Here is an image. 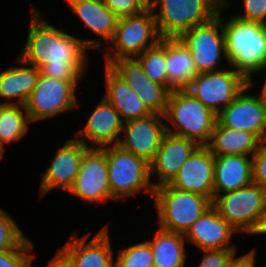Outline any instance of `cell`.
<instances>
[{
  "mask_svg": "<svg viewBox=\"0 0 266 267\" xmlns=\"http://www.w3.org/2000/svg\"><path fill=\"white\" fill-rule=\"evenodd\" d=\"M88 148L75 137L66 140L63 146L58 148L52 163L43 173L39 191L41 197L56 187L69 191L79 173L84 152Z\"/></svg>",
  "mask_w": 266,
  "mask_h": 267,
  "instance_id": "cell-15",
  "label": "cell"
},
{
  "mask_svg": "<svg viewBox=\"0 0 266 267\" xmlns=\"http://www.w3.org/2000/svg\"><path fill=\"white\" fill-rule=\"evenodd\" d=\"M30 123L25 105L0 104V147L5 150L4 145L18 142L28 133Z\"/></svg>",
  "mask_w": 266,
  "mask_h": 267,
  "instance_id": "cell-29",
  "label": "cell"
},
{
  "mask_svg": "<svg viewBox=\"0 0 266 267\" xmlns=\"http://www.w3.org/2000/svg\"><path fill=\"white\" fill-rule=\"evenodd\" d=\"M222 28L226 62L248 81L251 89L252 74L266 67V24L234 16L226 23L222 18Z\"/></svg>",
  "mask_w": 266,
  "mask_h": 267,
  "instance_id": "cell-2",
  "label": "cell"
},
{
  "mask_svg": "<svg viewBox=\"0 0 266 267\" xmlns=\"http://www.w3.org/2000/svg\"><path fill=\"white\" fill-rule=\"evenodd\" d=\"M26 239L10 215L0 209V251L17 249Z\"/></svg>",
  "mask_w": 266,
  "mask_h": 267,
  "instance_id": "cell-32",
  "label": "cell"
},
{
  "mask_svg": "<svg viewBox=\"0 0 266 267\" xmlns=\"http://www.w3.org/2000/svg\"><path fill=\"white\" fill-rule=\"evenodd\" d=\"M161 39L154 10L150 7L139 14L119 18L114 36L108 44L109 52H104L105 64L111 65L120 57H137Z\"/></svg>",
  "mask_w": 266,
  "mask_h": 267,
  "instance_id": "cell-7",
  "label": "cell"
},
{
  "mask_svg": "<svg viewBox=\"0 0 266 267\" xmlns=\"http://www.w3.org/2000/svg\"><path fill=\"white\" fill-rule=\"evenodd\" d=\"M266 235V207L263 211L262 217H261V221L259 223V226L257 227V229L255 230V232L253 233V235Z\"/></svg>",
  "mask_w": 266,
  "mask_h": 267,
  "instance_id": "cell-40",
  "label": "cell"
},
{
  "mask_svg": "<svg viewBox=\"0 0 266 267\" xmlns=\"http://www.w3.org/2000/svg\"><path fill=\"white\" fill-rule=\"evenodd\" d=\"M119 18L143 12L149 6L143 0H103Z\"/></svg>",
  "mask_w": 266,
  "mask_h": 267,
  "instance_id": "cell-34",
  "label": "cell"
},
{
  "mask_svg": "<svg viewBox=\"0 0 266 267\" xmlns=\"http://www.w3.org/2000/svg\"><path fill=\"white\" fill-rule=\"evenodd\" d=\"M237 233L212 205L190 226L184 237L201 250L237 249L230 244L232 235Z\"/></svg>",
  "mask_w": 266,
  "mask_h": 267,
  "instance_id": "cell-20",
  "label": "cell"
},
{
  "mask_svg": "<svg viewBox=\"0 0 266 267\" xmlns=\"http://www.w3.org/2000/svg\"><path fill=\"white\" fill-rule=\"evenodd\" d=\"M252 182V156H214V195L237 190Z\"/></svg>",
  "mask_w": 266,
  "mask_h": 267,
  "instance_id": "cell-24",
  "label": "cell"
},
{
  "mask_svg": "<svg viewBox=\"0 0 266 267\" xmlns=\"http://www.w3.org/2000/svg\"><path fill=\"white\" fill-rule=\"evenodd\" d=\"M253 183L266 190V143L252 155Z\"/></svg>",
  "mask_w": 266,
  "mask_h": 267,
  "instance_id": "cell-37",
  "label": "cell"
},
{
  "mask_svg": "<svg viewBox=\"0 0 266 267\" xmlns=\"http://www.w3.org/2000/svg\"><path fill=\"white\" fill-rule=\"evenodd\" d=\"M68 5L85 27L98 36L86 39V45L90 49L101 50L105 42L109 43L114 36L119 17L104 4L103 0H75Z\"/></svg>",
  "mask_w": 266,
  "mask_h": 267,
  "instance_id": "cell-21",
  "label": "cell"
},
{
  "mask_svg": "<svg viewBox=\"0 0 266 267\" xmlns=\"http://www.w3.org/2000/svg\"><path fill=\"white\" fill-rule=\"evenodd\" d=\"M168 90L185 89L198 74L191 52L178 38H166Z\"/></svg>",
  "mask_w": 266,
  "mask_h": 267,
  "instance_id": "cell-27",
  "label": "cell"
},
{
  "mask_svg": "<svg viewBox=\"0 0 266 267\" xmlns=\"http://www.w3.org/2000/svg\"><path fill=\"white\" fill-rule=\"evenodd\" d=\"M248 85L235 69L198 73L185 88L216 115Z\"/></svg>",
  "mask_w": 266,
  "mask_h": 267,
  "instance_id": "cell-11",
  "label": "cell"
},
{
  "mask_svg": "<svg viewBox=\"0 0 266 267\" xmlns=\"http://www.w3.org/2000/svg\"><path fill=\"white\" fill-rule=\"evenodd\" d=\"M199 146L194 140L166 133L154 159L149 163L150 180L155 176L159 181L152 183L153 187L169 184Z\"/></svg>",
  "mask_w": 266,
  "mask_h": 267,
  "instance_id": "cell-19",
  "label": "cell"
},
{
  "mask_svg": "<svg viewBox=\"0 0 266 267\" xmlns=\"http://www.w3.org/2000/svg\"><path fill=\"white\" fill-rule=\"evenodd\" d=\"M163 119V115L152 113L144 118L125 121L121 132L125 136L117 145L150 163L167 133Z\"/></svg>",
  "mask_w": 266,
  "mask_h": 267,
  "instance_id": "cell-13",
  "label": "cell"
},
{
  "mask_svg": "<svg viewBox=\"0 0 266 267\" xmlns=\"http://www.w3.org/2000/svg\"><path fill=\"white\" fill-rule=\"evenodd\" d=\"M16 62L28 67H12L0 72V98L6 102L0 104H21L25 105L30 94L37 85L40 76V69L32 64L24 62L19 56ZM31 66V67H30ZM16 100L14 102L13 100Z\"/></svg>",
  "mask_w": 266,
  "mask_h": 267,
  "instance_id": "cell-25",
  "label": "cell"
},
{
  "mask_svg": "<svg viewBox=\"0 0 266 267\" xmlns=\"http://www.w3.org/2000/svg\"><path fill=\"white\" fill-rule=\"evenodd\" d=\"M204 255L198 267H227L228 261L237 249L202 250Z\"/></svg>",
  "mask_w": 266,
  "mask_h": 267,
  "instance_id": "cell-36",
  "label": "cell"
},
{
  "mask_svg": "<svg viewBox=\"0 0 266 267\" xmlns=\"http://www.w3.org/2000/svg\"><path fill=\"white\" fill-rule=\"evenodd\" d=\"M221 5L222 0H153L149 7L159 8L154 17L160 36L178 38L216 16Z\"/></svg>",
  "mask_w": 266,
  "mask_h": 267,
  "instance_id": "cell-6",
  "label": "cell"
},
{
  "mask_svg": "<svg viewBox=\"0 0 266 267\" xmlns=\"http://www.w3.org/2000/svg\"><path fill=\"white\" fill-rule=\"evenodd\" d=\"M68 192L90 203L112 200L106 152L103 148L89 147L84 152L79 173Z\"/></svg>",
  "mask_w": 266,
  "mask_h": 267,
  "instance_id": "cell-12",
  "label": "cell"
},
{
  "mask_svg": "<svg viewBox=\"0 0 266 267\" xmlns=\"http://www.w3.org/2000/svg\"><path fill=\"white\" fill-rule=\"evenodd\" d=\"M4 151L1 147H0V159L3 158V155H4Z\"/></svg>",
  "mask_w": 266,
  "mask_h": 267,
  "instance_id": "cell-43",
  "label": "cell"
},
{
  "mask_svg": "<svg viewBox=\"0 0 266 267\" xmlns=\"http://www.w3.org/2000/svg\"><path fill=\"white\" fill-rule=\"evenodd\" d=\"M256 249L250 250L247 254L236 257L238 253L235 251L230 257L227 267H256Z\"/></svg>",
  "mask_w": 266,
  "mask_h": 267,
  "instance_id": "cell-38",
  "label": "cell"
},
{
  "mask_svg": "<svg viewBox=\"0 0 266 267\" xmlns=\"http://www.w3.org/2000/svg\"><path fill=\"white\" fill-rule=\"evenodd\" d=\"M110 66L124 78L152 113L164 115L170 91L145 75L137 57H120Z\"/></svg>",
  "mask_w": 266,
  "mask_h": 267,
  "instance_id": "cell-17",
  "label": "cell"
},
{
  "mask_svg": "<svg viewBox=\"0 0 266 267\" xmlns=\"http://www.w3.org/2000/svg\"><path fill=\"white\" fill-rule=\"evenodd\" d=\"M148 6H150L153 3V0H143Z\"/></svg>",
  "mask_w": 266,
  "mask_h": 267,
  "instance_id": "cell-42",
  "label": "cell"
},
{
  "mask_svg": "<svg viewBox=\"0 0 266 267\" xmlns=\"http://www.w3.org/2000/svg\"><path fill=\"white\" fill-rule=\"evenodd\" d=\"M243 7L245 12L237 18L266 24V0H243Z\"/></svg>",
  "mask_w": 266,
  "mask_h": 267,
  "instance_id": "cell-35",
  "label": "cell"
},
{
  "mask_svg": "<svg viewBox=\"0 0 266 267\" xmlns=\"http://www.w3.org/2000/svg\"><path fill=\"white\" fill-rule=\"evenodd\" d=\"M108 225L104 226L88 243L91 233L82 237L72 235L63 249L73 259L76 267H114Z\"/></svg>",
  "mask_w": 266,
  "mask_h": 267,
  "instance_id": "cell-22",
  "label": "cell"
},
{
  "mask_svg": "<svg viewBox=\"0 0 266 267\" xmlns=\"http://www.w3.org/2000/svg\"><path fill=\"white\" fill-rule=\"evenodd\" d=\"M229 7V1L222 0L216 16L204 24L192 27L178 37L191 52L197 73L221 70L218 68L221 58L226 61L222 13Z\"/></svg>",
  "mask_w": 266,
  "mask_h": 267,
  "instance_id": "cell-9",
  "label": "cell"
},
{
  "mask_svg": "<svg viewBox=\"0 0 266 267\" xmlns=\"http://www.w3.org/2000/svg\"><path fill=\"white\" fill-rule=\"evenodd\" d=\"M263 144L252 132L226 128L216 122L210 140L205 146L214 156H252Z\"/></svg>",
  "mask_w": 266,
  "mask_h": 267,
  "instance_id": "cell-26",
  "label": "cell"
},
{
  "mask_svg": "<svg viewBox=\"0 0 266 267\" xmlns=\"http://www.w3.org/2000/svg\"><path fill=\"white\" fill-rule=\"evenodd\" d=\"M114 267H154L153 251L146 240L121 249Z\"/></svg>",
  "mask_w": 266,
  "mask_h": 267,
  "instance_id": "cell-31",
  "label": "cell"
},
{
  "mask_svg": "<svg viewBox=\"0 0 266 267\" xmlns=\"http://www.w3.org/2000/svg\"><path fill=\"white\" fill-rule=\"evenodd\" d=\"M33 247L31 240L26 239L17 249L0 251V267H31Z\"/></svg>",
  "mask_w": 266,
  "mask_h": 267,
  "instance_id": "cell-33",
  "label": "cell"
},
{
  "mask_svg": "<svg viewBox=\"0 0 266 267\" xmlns=\"http://www.w3.org/2000/svg\"><path fill=\"white\" fill-rule=\"evenodd\" d=\"M65 1L69 4L70 2H73L75 0H65Z\"/></svg>",
  "mask_w": 266,
  "mask_h": 267,
  "instance_id": "cell-44",
  "label": "cell"
},
{
  "mask_svg": "<svg viewBox=\"0 0 266 267\" xmlns=\"http://www.w3.org/2000/svg\"><path fill=\"white\" fill-rule=\"evenodd\" d=\"M124 121L118 111L102 96L92 110L84 128L76 132L75 138L87 147L102 148L118 144ZM90 143V144H89Z\"/></svg>",
  "mask_w": 266,
  "mask_h": 267,
  "instance_id": "cell-18",
  "label": "cell"
},
{
  "mask_svg": "<svg viewBox=\"0 0 266 267\" xmlns=\"http://www.w3.org/2000/svg\"><path fill=\"white\" fill-rule=\"evenodd\" d=\"M106 152L112 201L126 199L142 191L153 197L149 163L117 144L102 147Z\"/></svg>",
  "mask_w": 266,
  "mask_h": 267,
  "instance_id": "cell-5",
  "label": "cell"
},
{
  "mask_svg": "<svg viewBox=\"0 0 266 267\" xmlns=\"http://www.w3.org/2000/svg\"><path fill=\"white\" fill-rule=\"evenodd\" d=\"M79 81H65L40 74L30 94L26 112L31 122L56 116L78 106L76 87Z\"/></svg>",
  "mask_w": 266,
  "mask_h": 267,
  "instance_id": "cell-10",
  "label": "cell"
},
{
  "mask_svg": "<svg viewBox=\"0 0 266 267\" xmlns=\"http://www.w3.org/2000/svg\"><path fill=\"white\" fill-rule=\"evenodd\" d=\"M45 267H76L73 259L70 255L63 249H58L55 257L51 259L49 264Z\"/></svg>",
  "mask_w": 266,
  "mask_h": 267,
  "instance_id": "cell-39",
  "label": "cell"
},
{
  "mask_svg": "<svg viewBox=\"0 0 266 267\" xmlns=\"http://www.w3.org/2000/svg\"><path fill=\"white\" fill-rule=\"evenodd\" d=\"M153 251L154 267H185L184 234L158 227L153 240H147Z\"/></svg>",
  "mask_w": 266,
  "mask_h": 267,
  "instance_id": "cell-28",
  "label": "cell"
},
{
  "mask_svg": "<svg viewBox=\"0 0 266 267\" xmlns=\"http://www.w3.org/2000/svg\"><path fill=\"white\" fill-rule=\"evenodd\" d=\"M170 186L214 200V155L200 145L185 161Z\"/></svg>",
  "mask_w": 266,
  "mask_h": 267,
  "instance_id": "cell-16",
  "label": "cell"
},
{
  "mask_svg": "<svg viewBox=\"0 0 266 267\" xmlns=\"http://www.w3.org/2000/svg\"><path fill=\"white\" fill-rule=\"evenodd\" d=\"M31 10L29 32L19 57L45 76L81 82L88 67L86 39L55 28L35 7Z\"/></svg>",
  "mask_w": 266,
  "mask_h": 267,
  "instance_id": "cell-1",
  "label": "cell"
},
{
  "mask_svg": "<svg viewBox=\"0 0 266 267\" xmlns=\"http://www.w3.org/2000/svg\"><path fill=\"white\" fill-rule=\"evenodd\" d=\"M249 88L247 85L217 114V122L226 128L252 132L266 143V110L259 96L246 93Z\"/></svg>",
  "mask_w": 266,
  "mask_h": 267,
  "instance_id": "cell-14",
  "label": "cell"
},
{
  "mask_svg": "<svg viewBox=\"0 0 266 267\" xmlns=\"http://www.w3.org/2000/svg\"><path fill=\"white\" fill-rule=\"evenodd\" d=\"M106 91L103 97L118 111L125 122L152 114L136 92L110 65L105 64Z\"/></svg>",
  "mask_w": 266,
  "mask_h": 267,
  "instance_id": "cell-23",
  "label": "cell"
},
{
  "mask_svg": "<svg viewBox=\"0 0 266 267\" xmlns=\"http://www.w3.org/2000/svg\"><path fill=\"white\" fill-rule=\"evenodd\" d=\"M265 69H266V67L265 68H263V69H261V71H259V72H265ZM265 82H264V85H263V87H262V89H261V92H260V95H259V97H260V99H261V101H262V105H263V107L265 108V110H266V78H265V80H264Z\"/></svg>",
  "mask_w": 266,
  "mask_h": 267,
  "instance_id": "cell-41",
  "label": "cell"
},
{
  "mask_svg": "<svg viewBox=\"0 0 266 267\" xmlns=\"http://www.w3.org/2000/svg\"><path fill=\"white\" fill-rule=\"evenodd\" d=\"M153 198L159 227L181 234L212 206L209 198L169 184L154 188Z\"/></svg>",
  "mask_w": 266,
  "mask_h": 267,
  "instance_id": "cell-4",
  "label": "cell"
},
{
  "mask_svg": "<svg viewBox=\"0 0 266 267\" xmlns=\"http://www.w3.org/2000/svg\"><path fill=\"white\" fill-rule=\"evenodd\" d=\"M212 205L239 234L253 235L266 207V190L252 182L237 190L214 195Z\"/></svg>",
  "mask_w": 266,
  "mask_h": 267,
  "instance_id": "cell-8",
  "label": "cell"
},
{
  "mask_svg": "<svg viewBox=\"0 0 266 267\" xmlns=\"http://www.w3.org/2000/svg\"><path fill=\"white\" fill-rule=\"evenodd\" d=\"M166 131L206 145L217 122V115L185 89L172 90L164 113ZM173 124V125H172Z\"/></svg>",
  "mask_w": 266,
  "mask_h": 267,
  "instance_id": "cell-3",
  "label": "cell"
},
{
  "mask_svg": "<svg viewBox=\"0 0 266 267\" xmlns=\"http://www.w3.org/2000/svg\"><path fill=\"white\" fill-rule=\"evenodd\" d=\"M137 58L145 75L168 89L166 38H162L156 45L147 48Z\"/></svg>",
  "mask_w": 266,
  "mask_h": 267,
  "instance_id": "cell-30",
  "label": "cell"
}]
</instances>
